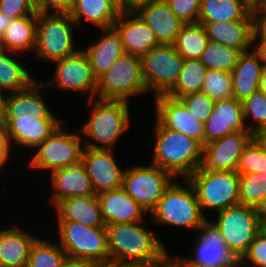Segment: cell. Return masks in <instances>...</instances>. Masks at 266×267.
Returning <instances> with one entry per match:
<instances>
[{
    "mask_svg": "<svg viewBox=\"0 0 266 267\" xmlns=\"http://www.w3.org/2000/svg\"><path fill=\"white\" fill-rule=\"evenodd\" d=\"M201 92L214 101L233 97L232 74L220 70H207Z\"/></svg>",
    "mask_w": 266,
    "mask_h": 267,
    "instance_id": "60d3db41",
    "label": "cell"
},
{
    "mask_svg": "<svg viewBox=\"0 0 266 267\" xmlns=\"http://www.w3.org/2000/svg\"><path fill=\"white\" fill-rule=\"evenodd\" d=\"M121 11L115 0H74L69 14L78 27L85 18L96 28L102 29L113 27Z\"/></svg>",
    "mask_w": 266,
    "mask_h": 267,
    "instance_id": "83f0119b",
    "label": "cell"
},
{
    "mask_svg": "<svg viewBox=\"0 0 266 267\" xmlns=\"http://www.w3.org/2000/svg\"><path fill=\"white\" fill-rule=\"evenodd\" d=\"M61 123L35 150L28 161L32 169H47L50 172L65 168L81 161L84 145L80 133H71Z\"/></svg>",
    "mask_w": 266,
    "mask_h": 267,
    "instance_id": "30bf717a",
    "label": "cell"
},
{
    "mask_svg": "<svg viewBox=\"0 0 266 267\" xmlns=\"http://www.w3.org/2000/svg\"><path fill=\"white\" fill-rule=\"evenodd\" d=\"M37 34V11L12 19L0 38L4 51L20 54L34 52Z\"/></svg>",
    "mask_w": 266,
    "mask_h": 267,
    "instance_id": "1f68e13d",
    "label": "cell"
},
{
    "mask_svg": "<svg viewBox=\"0 0 266 267\" xmlns=\"http://www.w3.org/2000/svg\"><path fill=\"white\" fill-rule=\"evenodd\" d=\"M259 90L266 93V70H264L260 78Z\"/></svg>",
    "mask_w": 266,
    "mask_h": 267,
    "instance_id": "6f0895ef",
    "label": "cell"
},
{
    "mask_svg": "<svg viewBox=\"0 0 266 267\" xmlns=\"http://www.w3.org/2000/svg\"><path fill=\"white\" fill-rule=\"evenodd\" d=\"M152 0H123V10H134L138 5Z\"/></svg>",
    "mask_w": 266,
    "mask_h": 267,
    "instance_id": "f5cc1de1",
    "label": "cell"
},
{
    "mask_svg": "<svg viewBox=\"0 0 266 267\" xmlns=\"http://www.w3.org/2000/svg\"><path fill=\"white\" fill-rule=\"evenodd\" d=\"M263 0H250L253 7L258 6Z\"/></svg>",
    "mask_w": 266,
    "mask_h": 267,
    "instance_id": "e7e4bbea",
    "label": "cell"
},
{
    "mask_svg": "<svg viewBox=\"0 0 266 267\" xmlns=\"http://www.w3.org/2000/svg\"><path fill=\"white\" fill-rule=\"evenodd\" d=\"M214 224L219 228L228 250L239 261L260 232L257 209L243 204L217 212Z\"/></svg>",
    "mask_w": 266,
    "mask_h": 267,
    "instance_id": "9c48e42d",
    "label": "cell"
},
{
    "mask_svg": "<svg viewBox=\"0 0 266 267\" xmlns=\"http://www.w3.org/2000/svg\"><path fill=\"white\" fill-rule=\"evenodd\" d=\"M260 222H266V197L261 204L256 208Z\"/></svg>",
    "mask_w": 266,
    "mask_h": 267,
    "instance_id": "9f6ffc18",
    "label": "cell"
},
{
    "mask_svg": "<svg viewBox=\"0 0 266 267\" xmlns=\"http://www.w3.org/2000/svg\"><path fill=\"white\" fill-rule=\"evenodd\" d=\"M257 138L264 144L266 147V128L263 129L258 135Z\"/></svg>",
    "mask_w": 266,
    "mask_h": 267,
    "instance_id": "91938a15",
    "label": "cell"
},
{
    "mask_svg": "<svg viewBox=\"0 0 266 267\" xmlns=\"http://www.w3.org/2000/svg\"><path fill=\"white\" fill-rule=\"evenodd\" d=\"M52 63L55 64V76L46 82V86L56 84L59 89L80 92L83 95L88 92L89 99L96 98L98 80L83 49Z\"/></svg>",
    "mask_w": 266,
    "mask_h": 267,
    "instance_id": "4fadbf2b",
    "label": "cell"
},
{
    "mask_svg": "<svg viewBox=\"0 0 266 267\" xmlns=\"http://www.w3.org/2000/svg\"><path fill=\"white\" fill-rule=\"evenodd\" d=\"M254 137L251 132H234L203 146L204 169L236 171L241 153Z\"/></svg>",
    "mask_w": 266,
    "mask_h": 267,
    "instance_id": "e0dca14e",
    "label": "cell"
},
{
    "mask_svg": "<svg viewBox=\"0 0 266 267\" xmlns=\"http://www.w3.org/2000/svg\"><path fill=\"white\" fill-rule=\"evenodd\" d=\"M260 232L266 237V222H260Z\"/></svg>",
    "mask_w": 266,
    "mask_h": 267,
    "instance_id": "6125c7cd",
    "label": "cell"
},
{
    "mask_svg": "<svg viewBox=\"0 0 266 267\" xmlns=\"http://www.w3.org/2000/svg\"><path fill=\"white\" fill-rule=\"evenodd\" d=\"M187 180L195 190L204 216V210L219 212L240 204L237 171H213L200 166Z\"/></svg>",
    "mask_w": 266,
    "mask_h": 267,
    "instance_id": "52a82bcc",
    "label": "cell"
},
{
    "mask_svg": "<svg viewBox=\"0 0 266 267\" xmlns=\"http://www.w3.org/2000/svg\"><path fill=\"white\" fill-rule=\"evenodd\" d=\"M175 181L177 180H173L166 188L163 196L150 212V219L157 225L189 228L197 232L208 217L203 215L191 183L184 179V185L188 187L186 188Z\"/></svg>",
    "mask_w": 266,
    "mask_h": 267,
    "instance_id": "277c9868",
    "label": "cell"
},
{
    "mask_svg": "<svg viewBox=\"0 0 266 267\" xmlns=\"http://www.w3.org/2000/svg\"><path fill=\"white\" fill-rule=\"evenodd\" d=\"M74 0H34L37 12L42 13H69ZM52 10V11H51Z\"/></svg>",
    "mask_w": 266,
    "mask_h": 267,
    "instance_id": "bcb514c9",
    "label": "cell"
},
{
    "mask_svg": "<svg viewBox=\"0 0 266 267\" xmlns=\"http://www.w3.org/2000/svg\"><path fill=\"white\" fill-rule=\"evenodd\" d=\"M253 38L252 41H266V12L259 6L252 8Z\"/></svg>",
    "mask_w": 266,
    "mask_h": 267,
    "instance_id": "7dc6e473",
    "label": "cell"
},
{
    "mask_svg": "<svg viewBox=\"0 0 266 267\" xmlns=\"http://www.w3.org/2000/svg\"><path fill=\"white\" fill-rule=\"evenodd\" d=\"M156 119L165 127L193 138L202 146L205 145V124L189 113L178 99L165 94L154 96Z\"/></svg>",
    "mask_w": 266,
    "mask_h": 267,
    "instance_id": "9a60e30c",
    "label": "cell"
},
{
    "mask_svg": "<svg viewBox=\"0 0 266 267\" xmlns=\"http://www.w3.org/2000/svg\"><path fill=\"white\" fill-rule=\"evenodd\" d=\"M204 25L208 40L218 42L241 52L251 50L253 20L232 22L201 23Z\"/></svg>",
    "mask_w": 266,
    "mask_h": 267,
    "instance_id": "f1b7e54d",
    "label": "cell"
},
{
    "mask_svg": "<svg viewBox=\"0 0 266 267\" xmlns=\"http://www.w3.org/2000/svg\"><path fill=\"white\" fill-rule=\"evenodd\" d=\"M182 262L184 263L185 267H204L202 265L193 264L190 261H182Z\"/></svg>",
    "mask_w": 266,
    "mask_h": 267,
    "instance_id": "be15d7a7",
    "label": "cell"
},
{
    "mask_svg": "<svg viewBox=\"0 0 266 267\" xmlns=\"http://www.w3.org/2000/svg\"><path fill=\"white\" fill-rule=\"evenodd\" d=\"M121 7V9L123 10V0H115Z\"/></svg>",
    "mask_w": 266,
    "mask_h": 267,
    "instance_id": "003e7915",
    "label": "cell"
},
{
    "mask_svg": "<svg viewBox=\"0 0 266 267\" xmlns=\"http://www.w3.org/2000/svg\"><path fill=\"white\" fill-rule=\"evenodd\" d=\"M38 237L15 225L0 230V267H27L32 244Z\"/></svg>",
    "mask_w": 266,
    "mask_h": 267,
    "instance_id": "4316f807",
    "label": "cell"
},
{
    "mask_svg": "<svg viewBox=\"0 0 266 267\" xmlns=\"http://www.w3.org/2000/svg\"><path fill=\"white\" fill-rule=\"evenodd\" d=\"M105 225L146 221V211L122 188L97 195Z\"/></svg>",
    "mask_w": 266,
    "mask_h": 267,
    "instance_id": "603a6c76",
    "label": "cell"
},
{
    "mask_svg": "<svg viewBox=\"0 0 266 267\" xmlns=\"http://www.w3.org/2000/svg\"><path fill=\"white\" fill-rule=\"evenodd\" d=\"M88 263L76 259L66 258L60 267H86Z\"/></svg>",
    "mask_w": 266,
    "mask_h": 267,
    "instance_id": "11a10c76",
    "label": "cell"
},
{
    "mask_svg": "<svg viewBox=\"0 0 266 267\" xmlns=\"http://www.w3.org/2000/svg\"><path fill=\"white\" fill-rule=\"evenodd\" d=\"M142 222L106 225L110 263L160 260L167 252L161 239Z\"/></svg>",
    "mask_w": 266,
    "mask_h": 267,
    "instance_id": "6da1fadb",
    "label": "cell"
},
{
    "mask_svg": "<svg viewBox=\"0 0 266 267\" xmlns=\"http://www.w3.org/2000/svg\"><path fill=\"white\" fill-rule=\"evenodd\" d=\"M250 0H201L199 23L253 20Z\"/></svg>",
    "mask_w": 266,
    "mask_h": 267,
    "instance_id": "4dcf8cb0",
    "label": "cell"
},
{
    "mask_svg": "<svg viewBox=\"0 0 266 267\" xmlns=\"http://www.w3.org/2000/svg\"><path fill=\"white\" fill-rule=\"evenodd\" d=\"M167 252L160 260L155 262V267H185L184 263L177 257L169 256Z\"/></svg>",
    "mask_w": 266,
    "mask_h": 267,
    "instance_id": "681fc988",
    "label": "cell"
},
{
    "mask_svg": "<svg viewBox=\"0 0 266 267\" xmlns=\"http://www.w3.org/2000/svg\"><path fill=\"white\" fill-rule=\"evenodd\" d=\"M52 196L51 205L55 206L59 201L67 197L94 196L91 179L82 161L77 164L56 169L50 172Z\"/></svg>",
    "mask_w": 266,
    "mask_h": 267,
    "instance_id": "7402d4cb",
    "label": "cell"
},
{
    "mask_svg": "<svg viewBox=\"0 0 266 267\" xmlns=\"http://www.w3.org/2000/svg\"><path fill=\"white\" fill-rule=\"evenodd\" d=\"M243 112L247 130L254 136H257L263 129L266 128V93L258 90L243 102ZM252 119L253 124L248 123L247 119Z\"/></svg>",
    "mask_w": 266,
    "mask_h": 267,
    "instance_id": "ab89813d",
    "label": "cell"
},
{
    "mask_svg": "<svg viewBox=\"0 0 266 267\" xmlns=\"http://www.w3.org/2000/svg\"><path fill=\"white\" fill-rule=\"evenodd\" d=\"M154 32L161 45H173L184 24L165 0L142 3L133 10Z\"/></svg>",
    "mask_w": 266,
    "mask_h": 267,
    "instance_id": "44dd1931",
    "label": "cell"
},
{
    "mask_svg": "<svg viewBox=\"0 0 266 267\" xmlns=\"http://www.w3.org/2000/svg\"><path fill=\"white\" fill-rule=\"evenodd\" d=\"M4 97H5V94L0 91V121H1L2 116H3Z\"/></svg>",
    "mask_w": 266,
    "mask_h": 267,
    "instance_id": "94428289",
    "label": "cell"
},
{
    "mask_svg": "<svg viewBox=\"0 0 266 267\" xmlns=\"http://www.w3.org/2000/svg\"><path fill=\"white\" fill-rule=\"evenodd\" d=\"M236 171L239 174L266 173V147L257 136L243 149Z\"/></svg>",
    "mask_w": 266,
    "mask_h": 267,
    "instance_id": "f35d334b",
    "label": "cell"
},
{
    "mask_svg": "<svg viewBox=\"0 0 266 267\" xmlns=\"http://www.w3.org/2000/svg\"><path fill=\"white\" fill-rule=\"evenodd\" d=\"M251 47L260 60L261 65L266 70V41H252Z\"/></svg>",
    "mask_w": 266,
    "mask_h": 267,
    "instance_id": "f907efd6",
    "label": "cell"
},
{
    "mask_svg": "<svg viewBox=\"0 0 266 267\" xmlns=\"http://www.w3.org/2000/svg\"><path fill=\"white\" fill-rule=\"evenodd\" d=\"M102 35L98 41L87 46L83 51L88 56L94 76L97 80L125 54L121 37L114 27L99 29Z\"/></svg>",
    "mask_w": 266,
    "mask_h": 267,
    "instance_id": "d4e9b609",
    "label": "cell"
},
{
    "mask_svg": "<svg viewBox=\"0 0 266 267\" xmlns=\"http://www.w3.org/2000/svg\"><path fill=\"white\" fill-rule=\"evenodd\" d=\"M57 221L78 222L89 227H105L97 195L67 197L55 206Z\"/></svg>",
    "mask_w": 266,
    "mask_h": 267,
    "instance_id": "484cf974",
    "label": "cell"
},
{
    "mask_svg": "<svg viewBox=\"0 0 266 267\" xmlns=\"http://www.w3.org/2000/svg\"><path fill=\"white\" fill-rule=\"evenodd\" d=\"M11 21L12 18L8 17L0 10V38L6 30L7 26L11 23Z\"/></svg>",
    "mask_w": 266,
    "mask_h": 267,
    "instance_id": "db71d44e",
    "label": "cell"
},
{
    "mask_svg": "<svg viewBox=\"0 0 266 267\" xmlns=\"http://www.w3.org/2000/svg\"><path fill=\"white\" fill-rule=\"evenodd\" d=\"M66 258L59 243L37 238L31 246L27 267H60Z\"/></svg>",
    "mask_w": 266,
    "mask_h": 267,
    "instance_id": "8d00e7d4",
    "label": "cell"
},
{
    "mask_svg": "<svg viewBox=\"0 0 266 267\" xmlns=\"http://www.w3.org/2000/svg\"><path fill=\"white\" fill-rule=\"evenodd\" d=\"M4 52V49H3V46H2V43L0 41V54Z\"/></svg>",
    "mask_w": 266,
    "mask_h": 267,
    "instance_id": "a7ac6f4b",
    "label": "cell"
},
{
    "mask_svg": "<svg viewBox=\"0 0 266 267\" xmlns=\"http://www.w3.org/2000/svg\"><path fill=\"white\" fill-rule=\"evenodd\" d=\"M155 145L151 164L169 172L175 179H187L203 161V146L193 138L154 123Z\"/></svg>",
    "mask_w": 266,
    "mask_h": 267,
    "instance_id": "7a4b0ae2",
    "label": "cell"
},
{
    "mask_svg": "<svg viewBox=\"0 0 266 267\" xmlns=\"http://www.w3.org/2000/svg\"><path fill=\"white\" fill-rule=\"evenodd\" d=\"M171 10L184 23L198 22L201 0H165Z\"/></svg>",
    "mask_w": 266,
    "mask_h": 267,
    "instance_id": "ee69618b",
    "label": "cell"
},
{
    "mask_svg": "<svg viewBox=\"0 0 266 267\" xmlns=\"http://www.w3.org/2000/svg\"><path fill=\"white\" fill-rule=\"evenodd\" d=\"M15 54L18 55L7 51L0 54V91L4 94L24 90L36 81Z\"/></svg>",
    "mask_w": 266,
    "mask_h": 267,
    "instance_id": "d6a6232c",
    "label": "cell"
},
{
    "mask_svg": "<svg viewBox=\"0 0 266 267\" xmlns=\"http://www.w3.org/2000/svg\"><path fill=\"white\" fill-rule=\"evenodd\" d=\"M204 124L205 145L234 132H250L242 102L234 97L215 101L212 114Z\"/></svg>",
    "mask_w": 266,
    "mask_h": 267,
    "instance_id": "ffe728a7",
    "label": "cell"
},
{
    "mask_svg": "<svg viewBox=\"0 0 266 267\" xmlns=\"http://www.w3.org/2000/svg\"><path fill=\"white\" fill-rule=\"evenodd\" d=\"M174 179L169 172L158 166L137 165L125 169L122 188L149 216Z\"/></svg>",
    "mask_w": 266,
    "mask_h": 267,
    "instance_id": "8fae6325",
    "label": "cell"
},
{
    "mask_svg": "<svg viewBox=\"0 0 266 267\" xmlns=\"http://www.w3.org/2000/svg\"><path fill=\"white\" fill-rule=\"evenodd\" d=\"M81 161L96 195L122 187L125 169L118 166L112 149L84 147Z\"/></svg>",
    "mask_w": 266,
    "mask_h": 267,
    "instance_id": "2e32d148",
    "label": "cell"
},
{
    "mask_svg": "<svg viewBox=\"0 0 266 267\" xmlns=\"http://www.w3.org/2000/svg\"><path fill=\"white\" fill-rule=\"evenodd\" d=\"M258 6H259L264 12H266V0H263Z\"/></svg>",
    "mask_w": 266,
    "mask_h": 267,
    "instance_id": "03108f58",
    "label": "cell"
},
{
    "mask_svg": "<svg viewBox=\"0 0 266 267\" xmlns=\"http://www.w3.org/2000/svg\"><path fill=\"white\" fill-rule=\"evenodd\" d=\"M179 100L185 105L189 113L202 123L208 120L215 104L214 100L201 91L186 95Z\"/></svg>",
    "mask_w": 266,
    "mask_h": 267,
    "instance_id": "b9f144b4",
    "label": "cell"
},
{
    "mask_svg": "<svg viewBox=\"0 0 266 267\" xmlns=\"http://www.w3.org/2000/svg\"><path fill=\"white\" fill-rule=\"evenodd\" d=\"M241 53L237 49L208 40L199 60L208 70H220L231 73Z\"/></svg>",
    "mask_w": 266,
    "mask_h": 267,
    "instance_id": "d590c367",
    "label": "cell"
},
{
    "mask_svg": "<svg viewBox=\"0 0 266 267\" xmlns=\"http://www.w3.org/2000/svg\"><path fill=\"white\" fill-rule=\"evenodd\" d=\"M147 92L141 58L125 53L98 79L96 95L99 99L129 102L131 96Z\"/></svg>",
    "mask_w": 266,
    "mask_h": 267,
    "instance_id": "ba28073f",
    "label": "cell"
},
{
    "mask_svg": "<svg viewBox=\"0 0 266 267\" xmlns=\"http://www.w3.org/2000/svg\"><path fill=\"white\" fill-rule=\"evenodd\" d=\"M12 143L35 149L63 123L59 118L1 119Z\"/></svg>",
    "mask_w": 266,
    "mask_h": 267,
    "instance_id": "cb8c5ba5",
    "label": "cell"
},
{
    "mask_svg": "<svg viewBox=\"0 0 266 267\" xmlns=\"http://www.w3.org/2000/svg\"><path fill=\"white\" fill-rule=\"evenodd\" d=\"M266 197V173L239 174L240 204L257 208Z\"/></svg>",
    "mask_w": 266,
    "mask_h": 267,
    "instance_id": "74e56055",
    "label": "cell"
},
{
    "mask_svg": "<svg viewBox=\"0 0 266 267\" xmlns=\"http://www.w3.org/2000/svg\"><path fill=\"white\" fill-rule=\"evenodd\" d=\"M45 84L36 80L24 90L5 94L2 119L57 118L39 91Z\"/></svg>",
    "mask_w": 266,
    "mask_h": 267,
    "instance_id": "d6986e66",
    "label": "cell"
},
{
    "mask_svg": "<svg viewBox=\"0 0 266 267\" xmlns=\"http://www.w3.org/2000/svg\"><path fill=\"white\" fill-rule=\"evenodd\" d=\"M238 265L240 267H266V237L261 232L255 236Z\"/></svg>",
    "mask_w": 266,
    "mask_h": 267,
    "instance_id": "7bdbcfd3",
    "label": "cell"
},
{
    "mask_svg": "<svg viewBox=\"0 0 266 267\" xmlns=\"http://www.w3.org/2000/svg\"><path fill=\"white\" fill-rule=\"evenodd\" d=\"M113 27L121 37L126 54L142 58L160 45L152 29L133 10H122Z\"/></svg>",
    "mask_w": 266,
    "mask_h": 267,
    "instance_id": "ac0fdd59",
    "label": "cell"
},
{
    "mask_svg": "<svg viewBox=\"0 0 266 267\" xmlns=\"http://www.w3.org/2000/svg\"><path fill=\"white\" fill-rule=\"evenodd\" d=\"M208 42L203 24L184 23L174 42L177 53L184 59L199 60Z\"/></svg>",
    "mask_w": 266,
    "mask_h": 267,
    "instance_id": "836d02e7",
    "label": "cell"
},
{
    "mask_svg": "<svg viewBox=\"0 0 266 267\" xmlns=\"http://www.w3.org/2000/svg\"><path fill=\"white\" fill-rule=\"evenodd\" d=\"M86 267H113V264L108 263H94V264H87Z\"/></svg>",
    "mask_w": 266,
    "mask_h": 267,
    "instance_id": "680465c9",
    "label": "cell"
},
{
    "mask_svg": "<svg viewBox=\"0 0 266 267\" xmlns=\"http://www.w3.org/2000/svg\"><path fill=\"white\" fill-rule=\"evenodd\" d=\"M200 231L194 244L193 257L178 258L204 267H237L238 260L228 250L219 228L208 218L197 229Z\"/></svg>",
    "mask_w": 266,
    "mask_h": 267,
    "instance_id": "5bb4252c",
    "label": "cell"
},
{
    "mask_svg": "<svg viewBox=\"0 0 266 267\" xmlns=\"http://www.w3.org/2000/svg\"><path fill=\"white\" fill-rule=\"evenodd\" d=\"M113 267H155V262H127V263H112Z\"/></svg>",
    "mask_w": 266,
    "mask_h": 267,
    "instance_id": "816d5d0a",
    "label": "cell"
},
{
    "mask_svg": "<svg viewBox=\"0 0 266 267\" xmlns=\"http://www.w3.org/2000/svg\"><path fill=\"white\" fill-rule=\"evenodd\" d=\"M184 60L174 45L160 44L153 47L141 58L147 91H153L155 96L166 94L178 80Z\"/></svg>",
    "mask_w": 266,
    "mask_h": 267,
    "instance_id": "7c38bea8",
    "label": "cell"
},
{
    "mask_svg": "<svg viewBox=\"0 0 266 267\" xmlns=\"http://www.w3.org/2000/svg\"><path fill=\"white\" fill-rule=\"evenodd\" d=\"M77 24L69 13L37 12V34L34 52L37 57L55 62L75 54L80 49L74 45Z\"/></svg>",
    "mask_w": 266,
    "mask_h": 267,
    "instance_id": "8992f818",
    "label": "cell"
},
{
    "mask_svg": "<svg viewBox=\"0 0 266 267\" xmlns=\"http://www.w3.org/2000/svg\"><path fill=\"white\" fill-rule=\"evenodd\" d=\"M11 144L12 142L7 134L6 127L0 122V170L5 167L3 165L8 161L11 146H14V144Z\"/></svg>",
    "mask_w": 266,
    "mask_h": 267,
    "instance_id": "c3c4849f",
    "label": "cell"
},
{
    "mask_svg": "<svg viewBox=\"0 0 266 267\" xmlns=\"http://www.w3.org/2000/svg\"><path fill=\"white\" fill-rule=\"evenodd\" d=\"M57 223L59 245L67 258L88 264L110 262L106 227H89L72 221Z\"/></svg>",
    "mask_w": 266,
    "mask_h": 267,
    "instance_id": "5b68a950",
    "label": "cell"
},
{
    "mask_svg": "<svg viewBox=\"0 0 266 267\" xmlns=\"http://www.w3.org/2000/svg\"><path fill=\"white\" fill-rule=\"evenodd\" d=\"M264 68L253 50L242 52L232 70L233 97L243 102L259 90V83Z\"/></svg>",
    "mask_w": 266,
    "mask_h": 267,
    "instance_id": "f546056e",
    "label": "cell"
},
{
    "mask_svg": "<svg viewBox=\"0 0 266 267\" xmlns=\"http://www.w3.org/2000/svg\"><path fill=\"white\" fill-rule=\"evenodd\" d=\"M0 10L12 19L33 14V0H0Z\"/></svg>",
    "mask_w": 266,
    "mask_h": 267,
    "instance_id": "f6af8a7d",
    "label": "cell"
},
{
    "mask_svg": "<svg viewBox=\"0 0 266 267\" xmlns=\"http://www.w3.org/2000/svg\"><path fill=\"white\" fill-rule=\"evenodd\" d=\"M207 70L200 60L185 59L178 80L165 95L179 100L200 92Z\"/></svg>",
    "mask_w": 266,
    "mask_h": 267,
    "instance_id": "e575fe53",
    "label": "cell"
},
{
    "mask_svg": "<svg viewBox=\"0 0 266 267\" xmlns=\"http://www.w3.org/2000/svg\"><path fill=\"white\" fill-rule=\"evenodd\" d=\"M90 119L79 130L89 140L83 141L84 147L113 149L120 136L130 126L129 103L122 100L89 99ZM90 139L92 141H90ZM96 142V143H95Z\"/></svg>",
    "mask_w": 266,
    "mask_h": 267,
    "instance_id": "3957f363",
    "label": "cell"
}]
</instances>
